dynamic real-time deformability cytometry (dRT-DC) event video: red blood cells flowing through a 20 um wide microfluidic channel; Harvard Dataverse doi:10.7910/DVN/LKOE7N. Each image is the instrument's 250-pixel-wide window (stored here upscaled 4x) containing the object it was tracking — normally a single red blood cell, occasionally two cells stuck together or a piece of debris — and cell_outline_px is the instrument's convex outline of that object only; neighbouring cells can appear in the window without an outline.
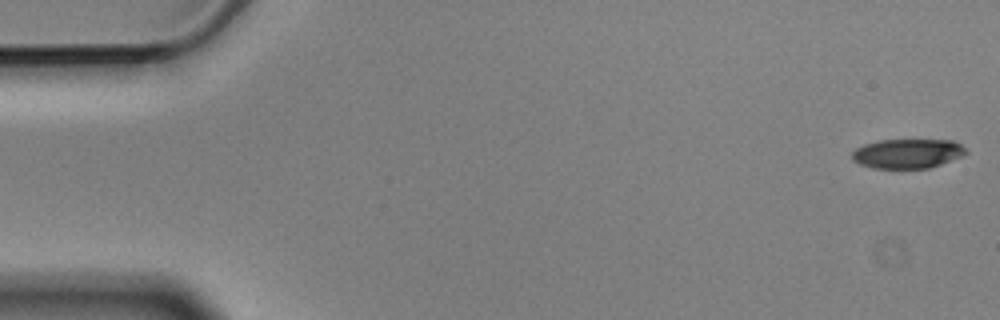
{"species": "Egyptian fruit bat (a non-hibernating species)", "species_latin": "Rousettus aegyptiacus", "temperature_condition": "cold", "stored_images_in_passage": 6, "camera_frame_rate_fps": 3000, "um_per_image_px": 0.085, "animal": {"sex": "male"}, "frame": {"image": 1, "passage_image": 1, "time_ms": 0.0, "image_size_px": [1000, 320], "cell_outline_px": [[968, 152], [964, 156], [928, 168], [872, 168], [860, 164], [852, 160], [852, 152], [856, 148], [864, 144], [880, 140], [952, 140], [960, 144]], "centroid_in_image_um": [77.14, 13.05], "position_along_channel_um": 7.9, "area_um2": 19.54}}
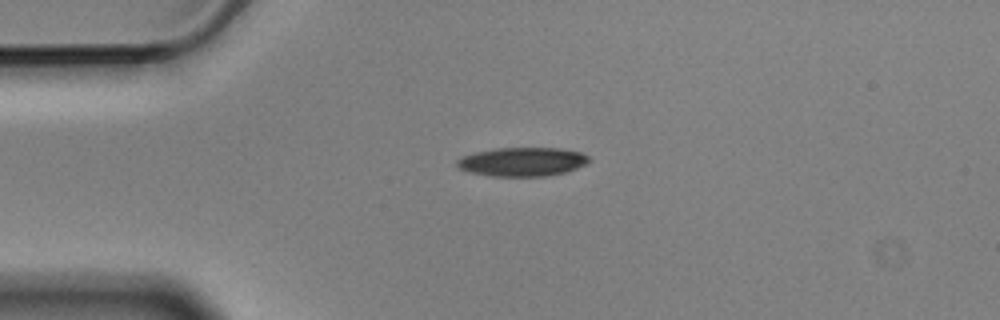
{"frame": {"image": 2, "passage_image": 4, "time_ms": 1.0, "image_size_px": [1000, 320], "cell_outline_px": [[588, 160], [584, 164], [576, 168], [564, 172], [548, 176], [488, 176], [468, 172], [456, 168], [456, 160], [460, 156], [476, 152], [496, 148], [560, 148], [580, 152], [588, 156]], "centroid_in_image_um": [44.31, 13.75], "position_along_channel_um": 40.7, "area_um2": 22.25}}
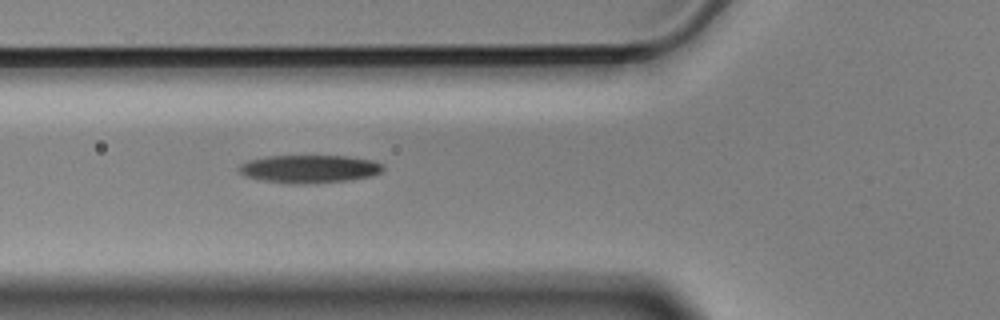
{"frame": {"image": 3, "passage_image": 6, "time_ms": 1.667, "image_size_px": [1000, 320], "cell_outline_px": [[384, 168], [380, 172], [372, 176], [348, 180], [264, 180], [248, 176], [240, 172], [240, 164], [248, 160], [268, 156], [348, 156], [372, 160], [384, 164]], "centroid_in_image_um": [26.38, 14.28], "position_along_channel_um": 99.4, "area_um2": 21.91}}